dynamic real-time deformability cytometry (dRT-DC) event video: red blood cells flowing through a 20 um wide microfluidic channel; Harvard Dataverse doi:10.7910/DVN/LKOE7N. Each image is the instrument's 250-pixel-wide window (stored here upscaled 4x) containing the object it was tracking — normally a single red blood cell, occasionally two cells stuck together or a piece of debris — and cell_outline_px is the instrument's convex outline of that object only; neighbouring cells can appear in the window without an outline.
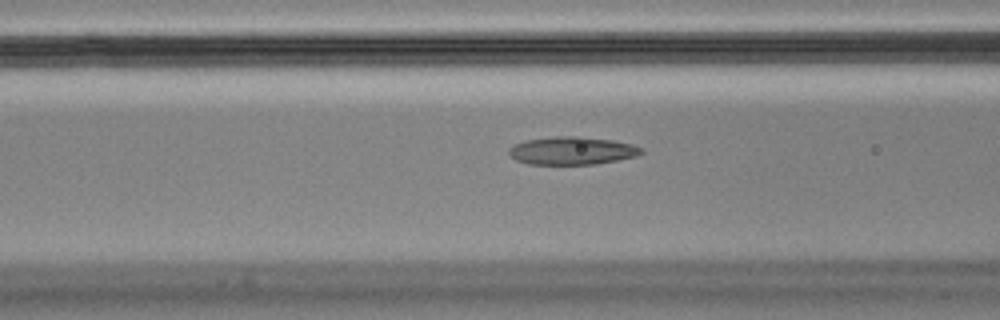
{"species": "Egyptian fruit bat (a non-hibernating species)", "species_latin": "Rousettus aegyptiacus", "temperature_condition": "cold", "stored_images_in_passage": 23, "camera_frame_rate_fps": 3000, "um_per_image_px": 0.085, "animal": {"sex": "male"}, "frame": {"image": 1, "passage_image": 18, "time_ms": 5.667, "image_size_px": [1000, 320], "cell_outline_px": [[644, 152], [636, 156], [596, 164], [528, 164], [516, 160], [508, 152], [508, 148], [524, 140], [556, 136], [580, 136], [612, 140], [632, 144], [644, 148]], "centroid_in_image_um": [48.64, 12.8], "position_along_channel_um": 118.0, "area_um2": 21.56}}
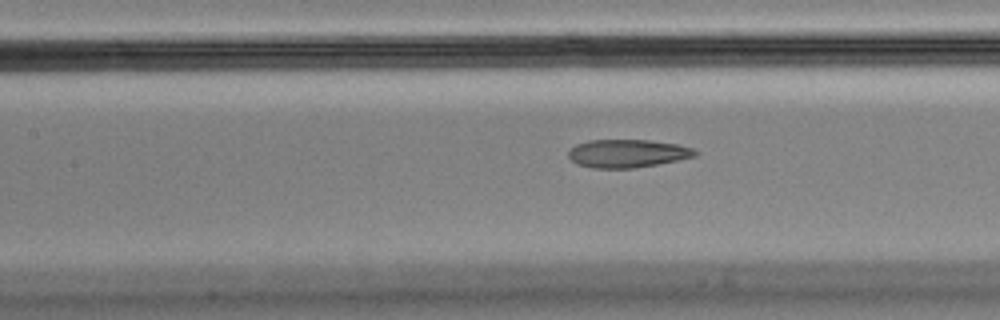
{"frame": {"image": 2, "passage_image": 21, "time_ms": 6.667, "image_size_px": [1000, 320], "cell_outline_px": [[700, 152], [696, 156], [656, 164], [632, 168], [592, 168], [576, 164], [568, 156], [568, 152], [576, 144], [588, 140], [648, 140], [676, 144], [692, 148]], "centroid_in_image_um": [53.31, 13.04], "position_along_channel_um": 154.1, "area_um2": 20.63}}